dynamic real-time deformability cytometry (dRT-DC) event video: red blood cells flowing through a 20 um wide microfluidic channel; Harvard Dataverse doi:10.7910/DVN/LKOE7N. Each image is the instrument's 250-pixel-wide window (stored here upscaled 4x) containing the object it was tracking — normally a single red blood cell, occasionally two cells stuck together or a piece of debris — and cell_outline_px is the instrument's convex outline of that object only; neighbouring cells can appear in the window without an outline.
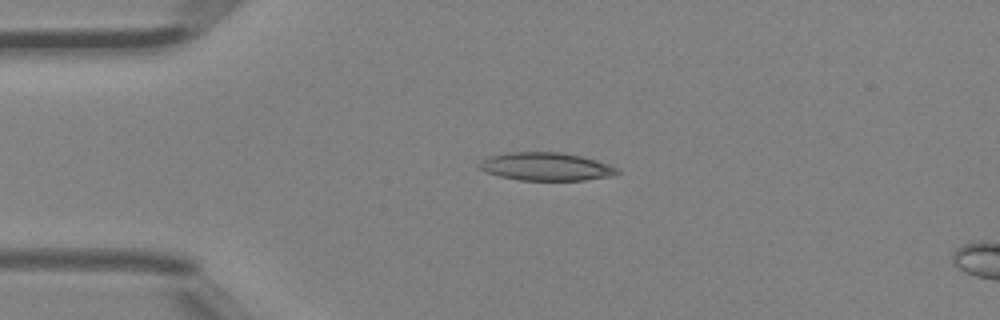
{"species": "Egyptian fruit bat (a non-hibernating species)", "species_latin": "Rousettus aegyptiacus", "temperature_condition": "room temperature", "stored_images_in_passage": 3, "camera_frame_rate_fps": 3000, "um_per_image_px": 0.085, "animal": {"sex": "female"}, "frame": {"image": 1, "passage_image": 1, "time_ms": 0.0, "image_size_px": [1000, 320], "cell_outline_px": [[620, 172], [612, 176], [584, 180], [520, 180], [500, 176], [488, 172], [480, 168], [476, 164], [480, 160], [488, 156], [508, 152], [560, 152], [580, 156], [596, 160], [620, 168]], "centroid_in_image_um": [46.41, 14.15], "position_along_channel_um": 38.6, "area_um2": 22.6}}